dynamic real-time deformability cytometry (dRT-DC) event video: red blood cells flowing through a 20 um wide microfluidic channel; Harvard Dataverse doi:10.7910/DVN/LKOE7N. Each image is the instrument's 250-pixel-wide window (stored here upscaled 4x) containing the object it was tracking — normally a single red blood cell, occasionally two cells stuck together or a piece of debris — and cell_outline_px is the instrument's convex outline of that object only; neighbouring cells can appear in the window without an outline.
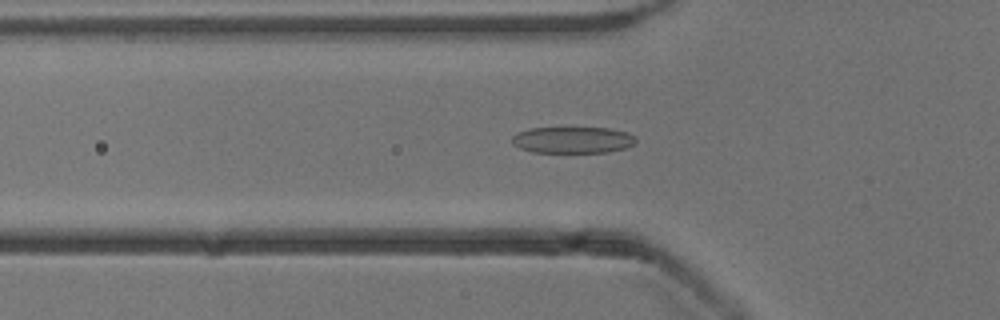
{"species": "common noctule bat (a hibernating species)", "species_latin": "Nyctalus noctula", "temperature_condition": "cold", "stored_images_in_passage": 42, "camera_frame_rate_fps": 3000, "um_per_image_px": 0.085, "animal": {"sex": "male", "body_mass_g": 13.3}, "frame": {"image": 1, "passage_image": 14, "time_ms": 4.333, "image_size_px": [1000, 320], "cell_outline_px": [[636, 144], [628, 148], [608, 152], [532, 152], [520, 148], [512, 144], [512, 136], [516, 132], [528, 128], [608, 128], [628, 132], [636, 136]], "centroid_in_image_um": [48.71, 11.89], "position_along_channel_um": 77.1, "area_um2": 19.36}}
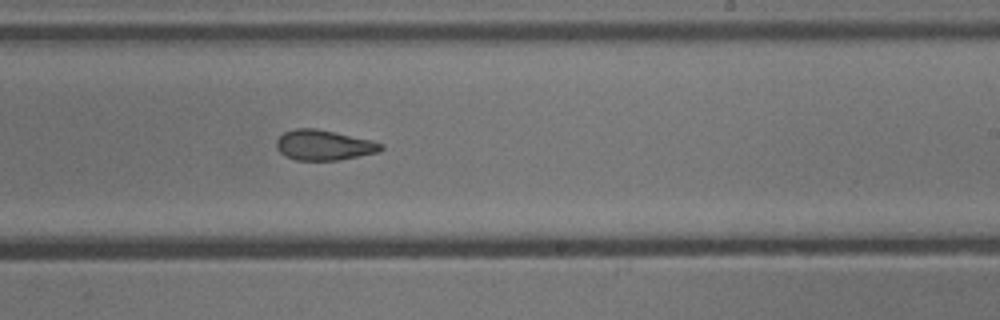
{"frame": {"image": 2, "passage_image": 28, "time_ms": 9.0, "image_size_px": [1000, 320], "cell_outline_px": [[384, 148], [380, 152], [340, 160], [296, 160], [284, 156], [276, 148], [276, 140], [284, 132], [296, 128], [316, 128], [372, 140], [384, 144]], "centroid_in_image_um": [27.54, 12.34], "position_along_channel_um": 261.5, "area_um2": 18.61}}
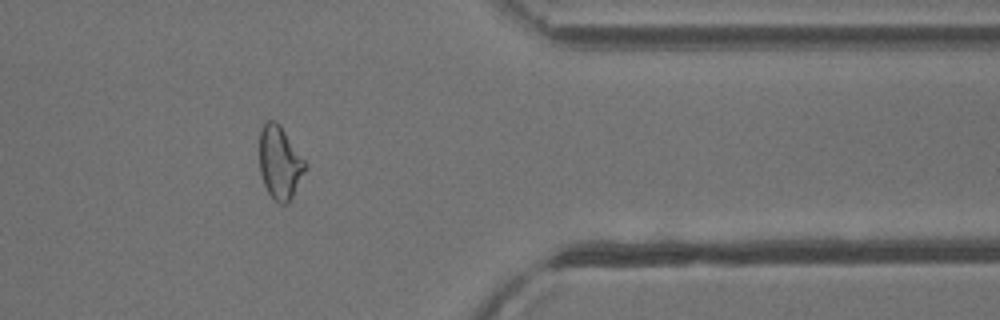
{"frame": {"image": 3, "passage_image": 39, "time_ms": 12.667, "image_size_px": [1000, 320], "cell_outline_px": [[308, 164], [288, 204], [280, 204], [268, 192], [264, 184], [260, 172], [260, 128], [268, 120], [276, 120], [280, 124]], "centroid_in_image_um": [23.78, 13.79], "position_along_channel_um": 387.6, "area_um2": 19.36}, "authors_computed_cell_mechanics": {"area_um2": 19.3341, "velocity_mm_per_s": 3.9242, "shape_relaxation_time_tau1_ms": 5.4402, "shape_relaxation_time_tau2_ms": 2.3723, "deformation_change_tau1": 0.1718, "deformation_change_tau2": 0.1078}}